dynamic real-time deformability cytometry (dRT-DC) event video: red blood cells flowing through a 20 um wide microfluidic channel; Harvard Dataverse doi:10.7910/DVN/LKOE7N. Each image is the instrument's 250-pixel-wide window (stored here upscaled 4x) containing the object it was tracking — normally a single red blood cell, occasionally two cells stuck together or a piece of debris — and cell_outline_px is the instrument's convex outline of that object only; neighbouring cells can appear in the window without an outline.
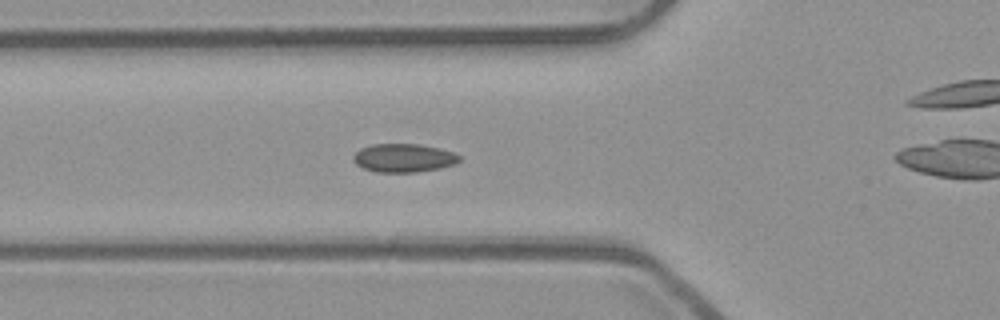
{"species": "common noctule bat (a hibernating species)", "species_latin": "Nyctalus noctula", "temperature_condition": "room temperature", "stored_images_in_passage": 36, "camera_frame_rate_fps": 3000, "um_per_image_px": 0.085, "animal": {"sex": "male", "body_mass_g": 23.1, "forearm_length_mm": 52.7}, "frame": {"image": 1, "passage_image": 2, "time_ms": 0.333, "image_size_px": [1000, 320], "cell_outline_px": [[460, 160], [456, 164], [440, 168], [416, 172], [376, 172], [364, 168], [356, 164], [352, 160], [352, 156], [360, 148], [372, 144], [416, 144], [440, 148], [452, 152], [460, 156]], "centroid_in_image_um": [34.3, 13.42], "position_along_channel_um": 91.5, "area_um2": 17.63}}
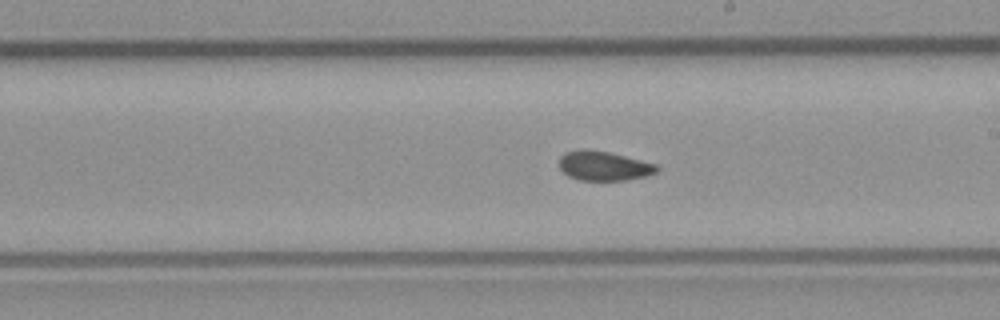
{"frame": {"image": 2, "passage_image": 13, "time_ms": 4.0, "image_size_px": [1000, 320], "cell_outline_px": [[660, 168], [656, 172], [648, 176], [624, 180], [580, 180], [568, 176], [560, 168], [560, 156], [568, 152], [608, 152], [656, 164]], "centroid_in_image_um": [51.39, 14.15], "position_along_channel_um": 237.6, "area_um2": 16.01}}
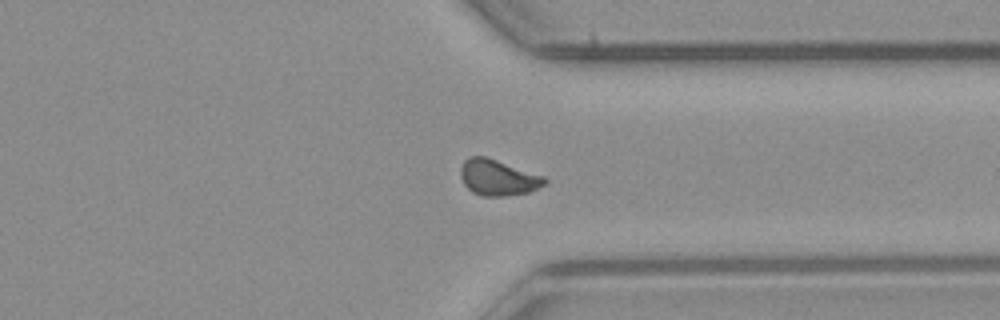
{"frame": {"image": 3, "passage_image": 23, "time_ms": 7.333, "image_size_px": [1000, 320], "cell_outline_px": [[548, 180], [544, 184], [528, 192], [504, 196], [484, 196], [472, 192], [464, 184], [460, 176], [460, 168], [464, 160], [468, 156], [484, 156], [544, 176]], "centroid_in_image_um": [42.29, 15.09], "position_along_channel_um": 369.1, "area_um2": 17.4}}